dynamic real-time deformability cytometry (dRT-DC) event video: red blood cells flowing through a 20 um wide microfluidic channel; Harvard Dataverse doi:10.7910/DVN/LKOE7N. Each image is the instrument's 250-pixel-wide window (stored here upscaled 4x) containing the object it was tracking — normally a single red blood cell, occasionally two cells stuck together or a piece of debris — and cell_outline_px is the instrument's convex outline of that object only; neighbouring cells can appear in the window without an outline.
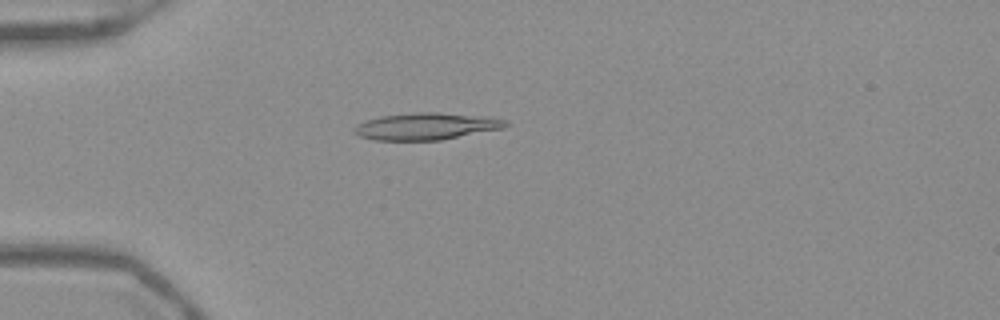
{"species": "Egyptian fruit bat (a non-hibernating species)", "species_latin": "Rousettus aegyptiacus", "temperature_condition": "warm", "stored_images_in_passage": 45, "camera_frame_rate_fps": 3000, "um_per_image_px": 0.085, "frame": {"image": 1, "passage_image": 8, "time_ms": 2.333, "image_size_px": [1000, 320], "cell_outline_px": [[508, 124], [504, 128], [440, 140], [372, 140], [360, 136], [352, 132], [352, 128], [368, 120], [380, 116], [416, 112], [436, 112], [484, 116], [508, 120]], "centroid_in_image_um": [36.23, 10.73], "position_along_channel_um": 48.8, "area_um2": 23.7}}
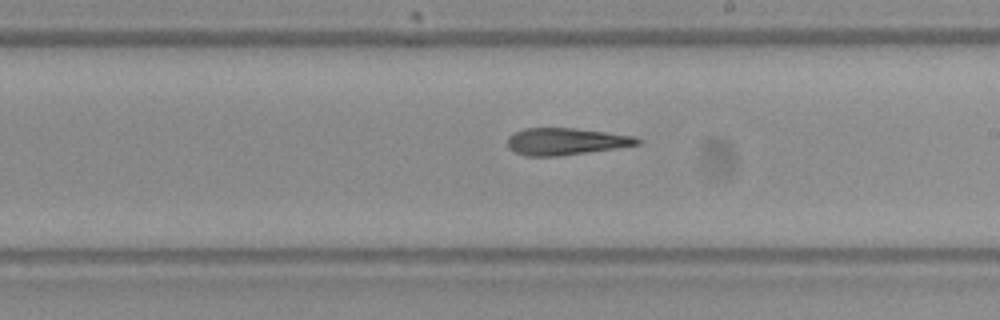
{"frame": {"image": 2, "passage_image": 24, "time_ms": 7.667, "image_size_px": [1000, 320], "cell_outline_px": [[644, 140], [640, 144], [616, 148], [560, 156], [524, 156], [508, 148], [508, 136], [512, 132], [524, 128], [576, 128], [636, 136]], "centroid_in_image_um": [48.1, 12.02], "position_along_channel_um": 240.9, "area_um2": 20.63}}
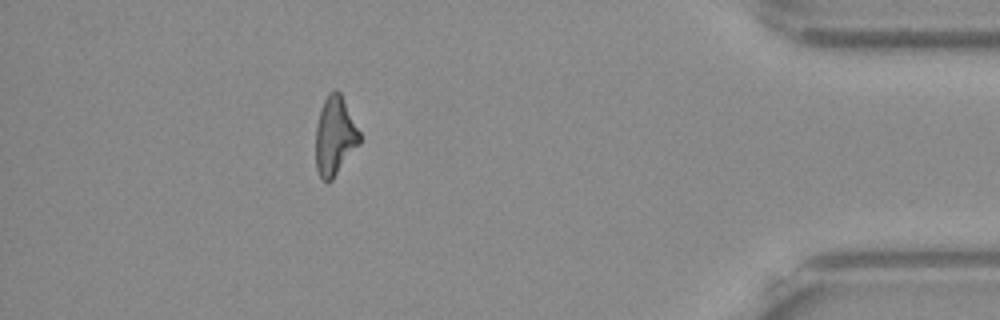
{"frame": {"image": 3, "passage_image": 40, "time_ms": 13.0, "image_size_px": [1000, 320], "cell_outline_px": [[360, 144], [332, 180], [328, 184], [320, 176], [316, 168], [316, 124], [320, 108], [328, 92], [332, 88], [336, 88], [340, 92], [360, 132]], "centroid_in_image_um": [28.46, 11.54], "position_along_channel_um": 406.7, "area_um2": 20.35}, "authors_computed_cell_mechanics": {"area_um2": 21.097, "velocity_mm_per_s": 3.9391, "shape_relaxation_time_tau1_ms": null, "shape_relaxation_time_tau2_ms": 5.0709, "deformation_change_tau1": null, "deformation_change_tau2": 0.1905}}